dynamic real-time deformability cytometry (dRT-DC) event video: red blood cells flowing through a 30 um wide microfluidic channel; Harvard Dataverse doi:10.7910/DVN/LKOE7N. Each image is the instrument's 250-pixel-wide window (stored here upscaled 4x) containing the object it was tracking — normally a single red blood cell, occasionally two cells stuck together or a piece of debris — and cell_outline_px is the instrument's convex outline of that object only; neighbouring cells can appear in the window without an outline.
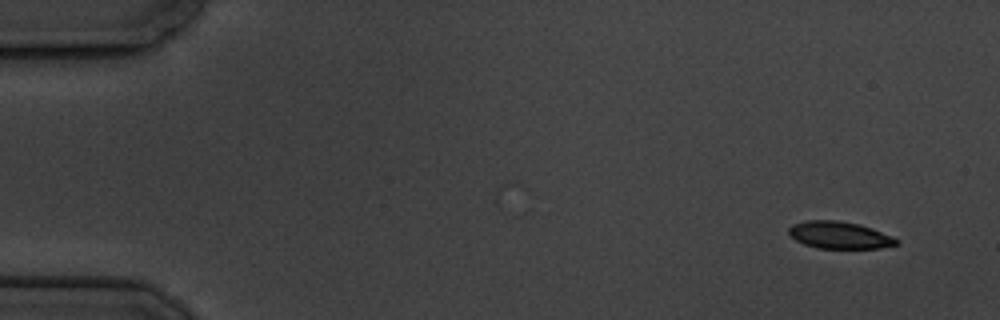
{"species": "common noctule bat (a hibernating species)", "species_latin": "Nyctalus noctula", "temperature_condition": "cold", "stored_images_in_passage": 5, "camera_frame_rate_fps": 3000, "um_per_image_px": 0.085, "animal": {"sex": "male", "body_mass_g": 19.5, "forearm_length_mm": 54.6}, "frame": {"image": 1, "passage_image": 1, "time_ms": 0.0, "image_size_px": [1000, 320], "cell_outline_px": [[900, 240], [896, 244], [880, 248], [820, 248], [804, 244], [796, 240], [788, 232], [788, 228], [792, 224], [808, 220], [840, 220], [860, 224], [872, 228], [892, 236]], "centroid_in_image_um": [71.36, 19.97], "position_along_channel_um": 13.6, "area_um2": 16.99}}
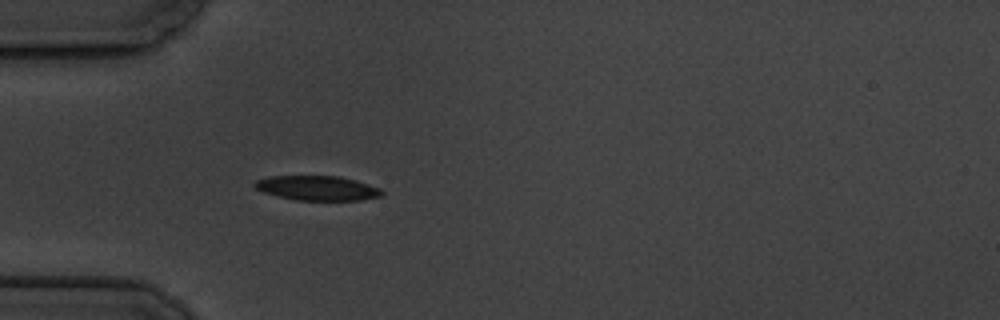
{"frame": {"image": 2, "passage_image": 5, "time_ms": 4.667, "image_size_px": [1000, 320], "cell_outline_px": [[384, 192], [380, 196], [360, 200], [296, 200], [276, 196], [264, 192], [256, 188], [252, 184], [256, 180], [268, 176], [340, 176], [356, 180], [380, 188]], "centroid_in_image_um": [26.95, 15.98], "position_along_channel_um": 58.0, "area_um2": 18.26}}